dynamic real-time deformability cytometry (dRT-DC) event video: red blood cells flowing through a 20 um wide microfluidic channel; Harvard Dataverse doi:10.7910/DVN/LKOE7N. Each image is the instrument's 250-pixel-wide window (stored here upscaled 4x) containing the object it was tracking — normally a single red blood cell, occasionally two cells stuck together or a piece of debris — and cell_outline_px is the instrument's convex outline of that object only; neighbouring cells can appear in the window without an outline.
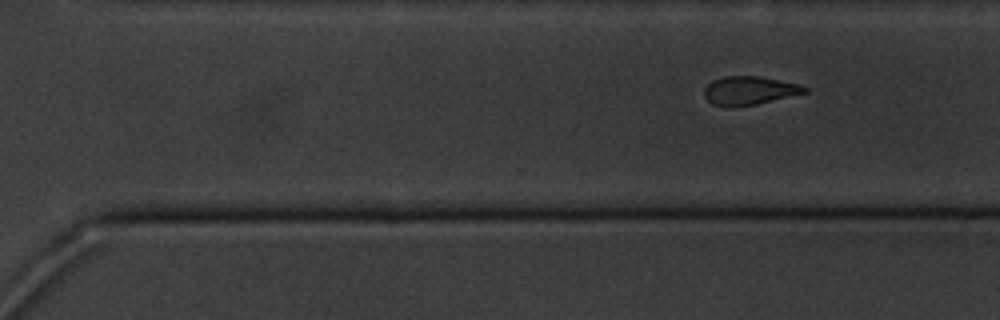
{"species": "common noctule bat (a hibernating species)", "species_latin": "Nyctalus noctula", "temperature_condition": "cold", "stored_images_in_passage": 13, "segment_of_instrument_passage": [2, 2], "camera_frame_rate_fps": 3000, "um_per_image_px": 0.085, "animal": {"sex": "male", "body_mass_g": 20.1, "forearm_length_mm": 53.5}, "frame": {"image": 1, "passage_image": 13, "time_ms": 14.333, "image_size_px": [1000, 320], "cell_outline_px": [[808, 92], [756, 104], [728, 108], [724, 108], [712, 104], [704, 96], [704, 88], [712, 80], [724, 76], [760, 76], [800, 84], [808, 88]], "centroid_in_image_um": [63.67, 7.7], "position_along_channel_um": 306.9, "area_um2": 16.88}}